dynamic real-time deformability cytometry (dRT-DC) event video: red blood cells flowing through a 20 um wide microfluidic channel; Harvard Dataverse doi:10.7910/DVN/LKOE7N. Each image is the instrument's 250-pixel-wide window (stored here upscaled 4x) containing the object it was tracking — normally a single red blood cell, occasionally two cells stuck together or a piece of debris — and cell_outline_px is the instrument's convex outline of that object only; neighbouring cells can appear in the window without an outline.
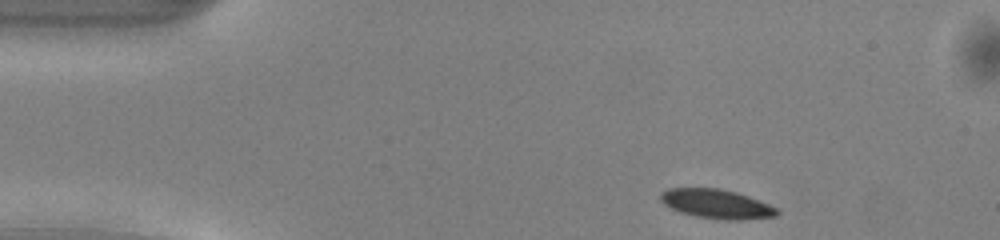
{"species": "common noctule bat (a hibernating species)", "species_latin": "Nyctalus noctula", "temperature_condition": "warm", "stored_images_in_passage": 43, "camera_frame_rate_fps": 3000, "um_per_image_px": 0.085, "animal": {"sex": "male", "body_mass_g": 13.0, "forearm_length_mm": 53.1}, "frame": {"image": 1, "passage_image": 1, "time_ms": 0.0, "image_size_px": [1000, 240], "cell_outline_px": [[780, 212], [776, 216], [740, 220], [728, 220], [696, 216], [680, 212], [664, 204], [660, 200], [660, 192], [668, 188], [720, 188], [736, 192], [748, 196], [768, 204], [776, 208]], "centroid_in_image_um": [60.89, 17.32], "position_along_channel_um": 24.1, "area_um2": 19.71}}
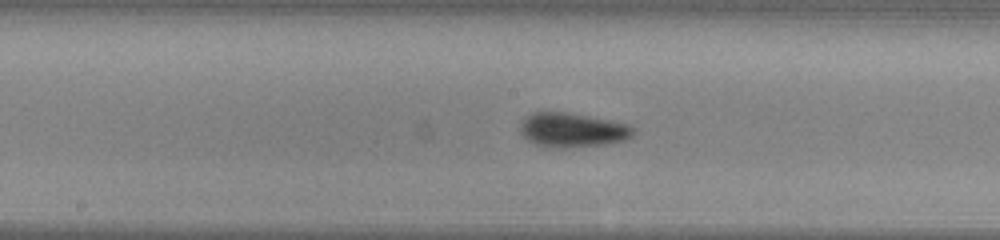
{"frame": {"image": 2, "passage_image": 19, "time_ms": 6.0, "image_size_px": [1000, 240], "cell_outline_px": [[636, 128], [632, 136], [624, 140], [608, 144], [564, 148], [544, 148], [528, 140], [520, 132], [520, 124], [524, 116], [532, 112], [568, 112], [612, 120]], "centroid_in_image_um": [48.62, 11.05], "position_along_channel_um": 199.6, "area_um2": 22.95}}
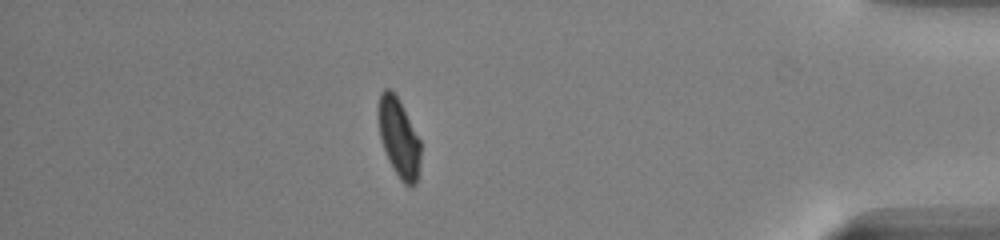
{"frame": {"image": 3, "passage_image": 37, "time_ms": 12.0, "image_size_px": [1000, 240], "cell_outline_px": [[420, 160], [416, 184], [404, 184], [400, 180], [388, 160], [380, 136], [376, 116], [376, 112], [380, 92], [384, 88], [388, 88], [396, 96], [420, 140]], "centroid_in_image_um": [33.86, 11.69], "position_along_channel_um": 401.3, "area_um2": 19.25}, "authors_computed_cell_mechanics": {"area_um2": 20.808, "velocity_mm_per_s": 4.1178, "shape_relaxation_time_tau1_ms": 2.7505, "shape_relaxation_time_tau2_ms": 2.5664, "deformation_change_tau1": 0.1081, "deformation_change_tau2": 0.0529}}